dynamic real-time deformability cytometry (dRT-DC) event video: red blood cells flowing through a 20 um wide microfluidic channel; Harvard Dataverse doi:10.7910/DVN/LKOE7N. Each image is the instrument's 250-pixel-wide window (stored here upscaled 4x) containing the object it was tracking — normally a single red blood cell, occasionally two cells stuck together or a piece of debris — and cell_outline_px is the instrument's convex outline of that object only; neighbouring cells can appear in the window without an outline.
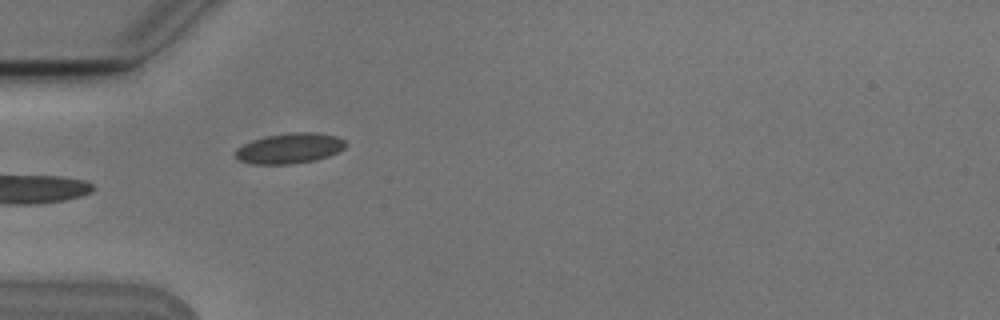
{"species": "Egyptian fruit bat (a non-hibernating species)", "species_latin": "Rousettus aegyptiacus", "temperature_condition": "cold", "stored_images_in_passage": 6, "camera_frame_rate_fps": 3000, "um_per_image_px": 0.085, "animal": {"sex": "male"}, "frame": {"image": 1, "passage_image": 5, "time_ms": 1.333, "image_size_px": [1000, 320], "cell_outline_px": [[348, 144], [344, 148], [328, 156], [316, 160], [292, 164], [252, 164], [240, 160], [236, 156], [236, 148], [252, 140], [268, 136], [292, 132], [320, 132], [336, 136], [344, 140]], "centroid_in_image_um": [24.65, 12.6], "position_along_channel_um": 60.4, "area_um2": 19.48}}